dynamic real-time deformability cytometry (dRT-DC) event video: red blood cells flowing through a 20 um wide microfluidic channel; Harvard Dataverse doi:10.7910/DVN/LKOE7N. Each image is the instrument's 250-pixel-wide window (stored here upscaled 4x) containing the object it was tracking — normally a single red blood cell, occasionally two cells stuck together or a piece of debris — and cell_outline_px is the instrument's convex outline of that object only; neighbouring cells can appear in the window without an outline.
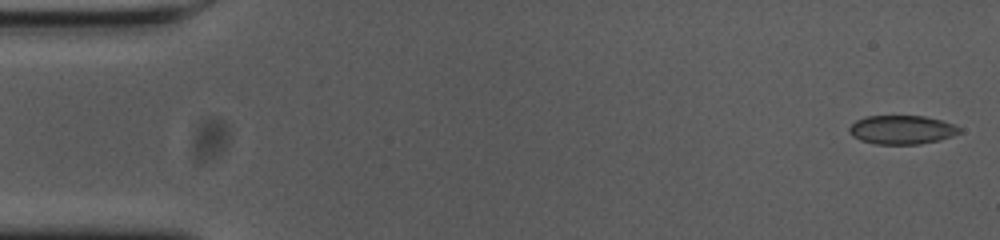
{"species": "common noctule bat (a hibernating species)", "species_latin": "Nyctalus noctula", "temperature_condition": "cold", "stored_images_in_passage": 54, "camera_frame_rate_fps": 3000, "um_per_image_px": 0.085, "animal": {"sex": "female", "body_mass_g": 23.0, "forearm_length_mm": 53.4}, "frame": {"image": 1, "passage_image": 1, "time_ms": 0.0, "image_size_px": [1000, 240], "cell_outline_px": [[960, 132], [952, 136], [940, 140], [920, 144], [876, 144], [860, 140], [852, 136], [848, 132], [848, 128], [856, 120], [864, 116], [924, 116], [940, 120], [952, 124], [960, 128]], "centroid_in_image_um": [76.61, 11.03], "position_along_channel_um": 8.4, "area_um2": 18.5}}
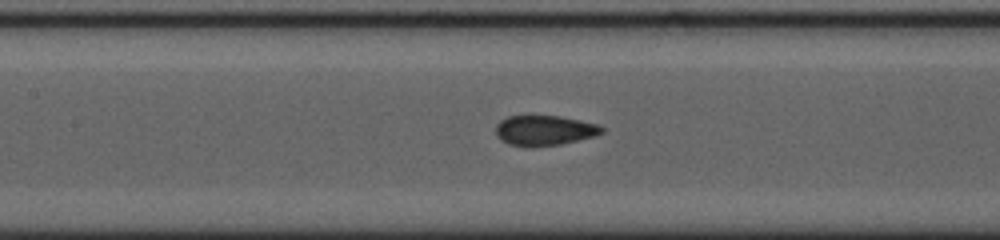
{"frame": {"image": 2, "passage_image": 24, "time_ms": 7.667, "image_size_px": [1000, 240], "cell_outline_px": [[604, 132], [596, 136], [560, 144], [532, 148], [508, 144], [500, 140], [496, 136], [496, 124], [500, 120], [508, 116], [528, 112], [560, 116], [580, 120], [596, 124], [604, 128]], "centroid_in_image_um": [46.21, 11.05], "position_along_channel_um": 161.2, "area_um2": 19.59}}
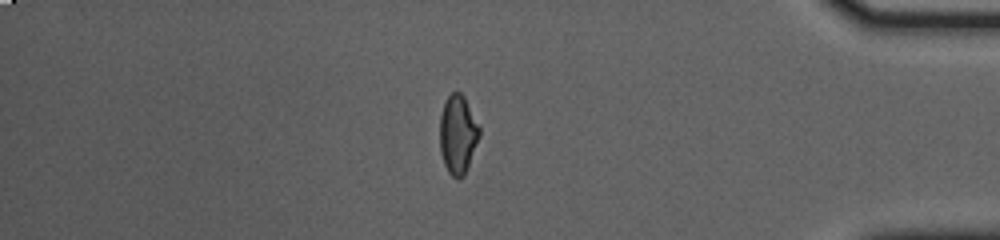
{"frame": {"image": 3, "passage_image": 46, "time_ms": 15.0, "image_size_px": [1000, 240], "cell_outline_px": [[480, 136], [464, 176], [456, 180], [448, 172], [444, 164], [440, 152], [440, 116], [444, 104], [448, 96], [452, 92], [460, 92], [464, 96], [480, 128]], "centroid_in_image_um": [38.91, 11.45], "position_along_channel_um": 396.3, "area_um2": 18.15}, "authors_computed_cell_mechanics": {"area_um2": 18.6983, "velocity_mm_per_s": 3.7013, "shape_relaxation_time_tau1_ms": 11.0487, "shape_relaxation_time_tau2_ms": 0.8859, "deformation_change_tau1": 0.211, "deformation_change_tau2": 0.0571}}